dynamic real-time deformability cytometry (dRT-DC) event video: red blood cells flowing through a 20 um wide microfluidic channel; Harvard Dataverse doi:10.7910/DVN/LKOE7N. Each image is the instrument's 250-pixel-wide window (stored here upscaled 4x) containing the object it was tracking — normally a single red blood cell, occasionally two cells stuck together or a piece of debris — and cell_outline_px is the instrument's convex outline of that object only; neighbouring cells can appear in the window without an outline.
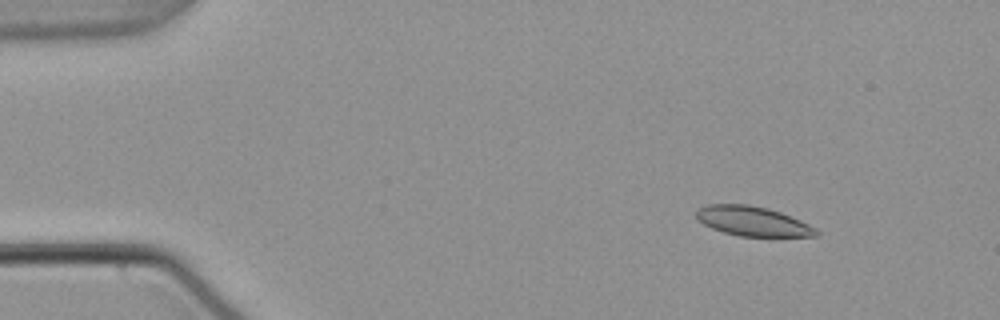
{"species": "common noctule bat (a hibernating species)", "species_latin": "Nyctalus noctula", "temperature_condition": "warm", "stored_images_in_passage": 49, "camera_frame_rate_fps": 3000, "um_per_image_px": 0.085, "animal": {"sex": "male", "body_mass_g": 21.5, "forearm_length_mm": 52.0}, "frame": {"image": 1, "passage_image": 1, "time_ms": 0.0, "image_size_px": [1000, 320], "cell_outline_px": [[820, 236], [740, 236], [724, 232], [712, 228], [696, 220], [696, 208], [708, 204], [748, 204], [768, 208], [780, 212], [800, 220], [816, 228], [820, 232]], "centroid_in_image_um": [63.96, 18.79], "position_along_channel_um": 21.0, "area_um2": 20.75}}
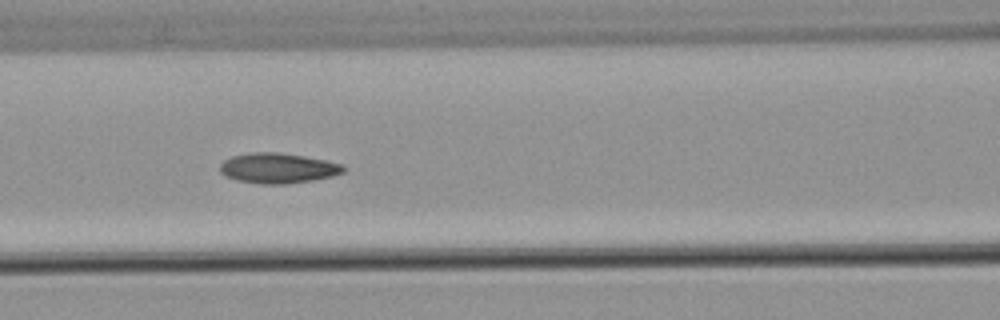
{"frame": {"image": 2, "passage_image": 18, "time_ms": 5.667, "image_size_px": [1000, 320], "cell_outline_px": [[348, 168], [344, 172], [332, 176], [312, 180], [284, 184], [260, 184], [236, 180], [224, 176], [220, 172], [220, 164], [224, 160], [232, 156], [252, 152], [276, 152], [304, 156], [328, 160], [344, 164]], "centroid_in_image_um": [23.65, 14.29], "position_along_channel_um": 143.0, "area_um2": 21.96}}
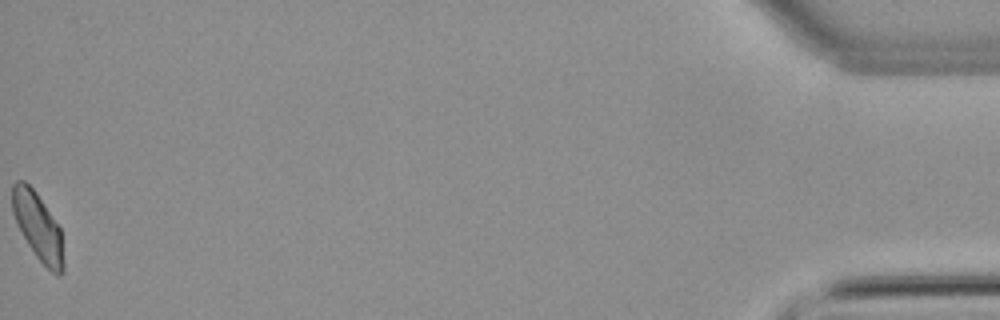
{"frame": {"image": 3, "passage_image": 49, "time_ms": 16.0, "image_size_px": [1000, 320], "cell_outline_px": [[64, 272], [60, 276], [56, 276], [36, 256], [28, 244], [16, 224], [12, 212], [12, 184], [16, 180], [24, 180], [36, 192], [60, 228], [64, 264]], "centroid_in_image_um": [3.21, 19.26], "position_along_channel_um": 432.0, "area_um2": 20.06}, "authors_computed_cell_mechanics": {"area_um2": 20.7502, "velocity_mm_per_s": 3.7808, "shape_relaxation_time_tau1_ms": 11.1909, "shape_relaxation_time_tau2_ms": 5.5871, "deformation_change_tau1": 0.2091, "deformation_change_tau2": 0.0879}}